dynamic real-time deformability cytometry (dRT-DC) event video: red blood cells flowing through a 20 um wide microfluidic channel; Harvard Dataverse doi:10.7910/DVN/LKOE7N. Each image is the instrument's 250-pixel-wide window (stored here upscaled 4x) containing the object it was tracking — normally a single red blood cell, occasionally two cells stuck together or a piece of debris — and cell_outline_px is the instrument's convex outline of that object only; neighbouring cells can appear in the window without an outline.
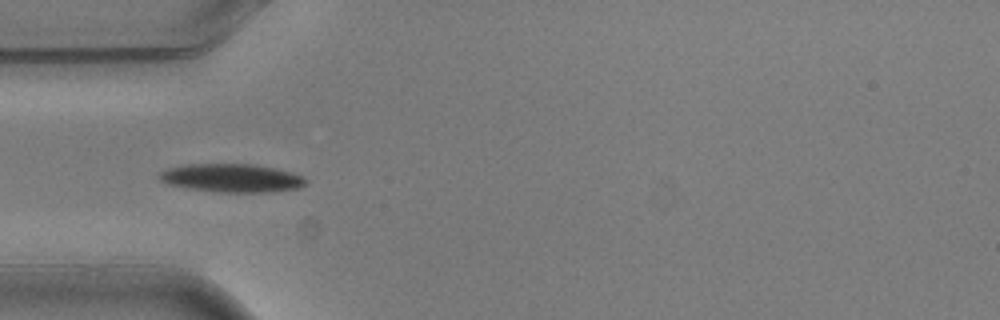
{"species": "common noctule bat (a hibernating species)", "species_latin": "Nyctalus noctula", "temperature_condition": "warm", "stored_images_in_passage": 9, "camera_frame_rate_fps": 3000, "um_per_image_px": 0.085, "animal": {"sex": "male", "body_mass_g": 20.5, "forearm_length_mm": 52.5}, "frame": {"image": 1, "passage_image": 4, "time_ms": 1.0, "image_size_px": [1000, 320], "cell_outline_px": [[304, 184], [300, 188], [272, 192], [216, 192], [188, 188], [168, 184], [160, 180], [156, 176], [160, 172], [168, 168], [184, 164], [252, 164], [276, 168], [300, 176], [304, 180]], "centroid_in_image_um": [19.62, 15.13], "position_along_channel_um": 65.4, "area_um2": 24.1}}
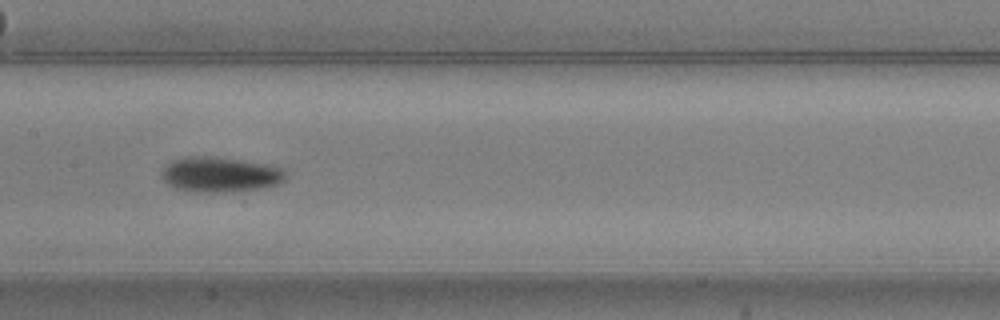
{"frame": {"image": 2, "passage_image": 7, "time_ms": 2.0, "image_size_px": [1000, 320], "cell_outline_px": [[284, 180], [276, 184], [264, 188], [232, 192], [196, 192], [172, 188], [160, 176], [160, 172], [172, 160], [180, 156], [216, 156], [268, 164], [280, 168], [284, 172]], "centroid_in_image_um": [18.65, 14.83], "position_along_channel_um": 188.8, "area_um2": 25.72}}
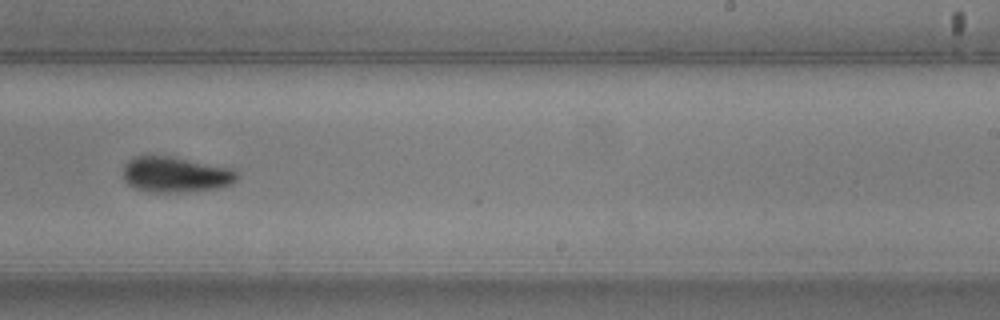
{"frame": {"image": 3, "passage_image": 9, "time_ms": 2.667, "image_size_px": [1000, 320], "cell_outline_px": [[240, 176], [232, 184], [216, 188], [180, 192], [148, 192], [136, 188], [128, 184], [124, 180], [124, 164], [132, 156], [176, 156], [232, 168]], "centroid_in_image_um": [14.93, 14.82], "position_along_channel_um": 274.1, "area_um2": 23.87}}